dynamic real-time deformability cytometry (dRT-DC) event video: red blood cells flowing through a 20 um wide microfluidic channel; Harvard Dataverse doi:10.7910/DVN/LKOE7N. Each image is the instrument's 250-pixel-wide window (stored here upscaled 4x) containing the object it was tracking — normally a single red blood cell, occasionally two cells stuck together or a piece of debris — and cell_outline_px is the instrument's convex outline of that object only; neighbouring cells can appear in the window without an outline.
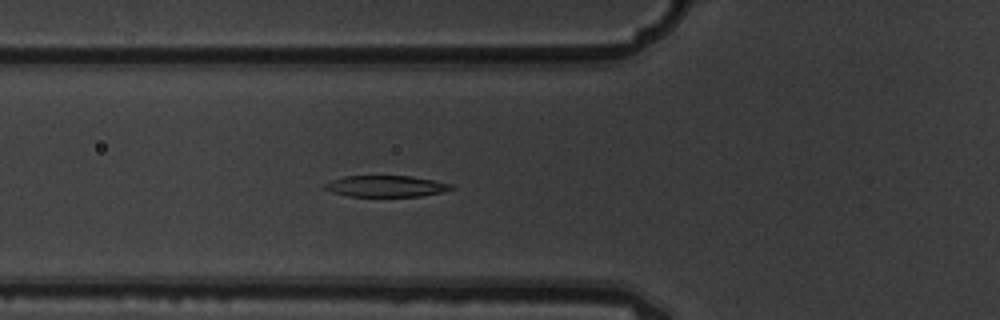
{"species": "common noctule bat (a hibernating species)", "species_latin": "Nyctalus noctula", "temperature_condition": "warm", "stored_images_in_passage": 8, "segment_of_instrument_passage": [1, 2], "camera_frame_rate_fps": 3000, "um_per_image_px": 0.085, "animal": {"sex": "male", "body_mass_g": 19.5, "forearm_length_mm": 54.6}, "frame": {"image": 1, "passage_image": 7, "time_ms": 2.0, "image_size_px": [1000, 320], "cell_outline_px": [[456, 188], [444, 192], [420, 196], [348, 196], [332, 192], [324, 188], [324, 184], [332, 180], [344, 176], [412, 176], [452, 184]], "centroid_in_image_um": [32.84, 15.83], "position_along_channel_um": 93.0, "area_um2": 15.66}}